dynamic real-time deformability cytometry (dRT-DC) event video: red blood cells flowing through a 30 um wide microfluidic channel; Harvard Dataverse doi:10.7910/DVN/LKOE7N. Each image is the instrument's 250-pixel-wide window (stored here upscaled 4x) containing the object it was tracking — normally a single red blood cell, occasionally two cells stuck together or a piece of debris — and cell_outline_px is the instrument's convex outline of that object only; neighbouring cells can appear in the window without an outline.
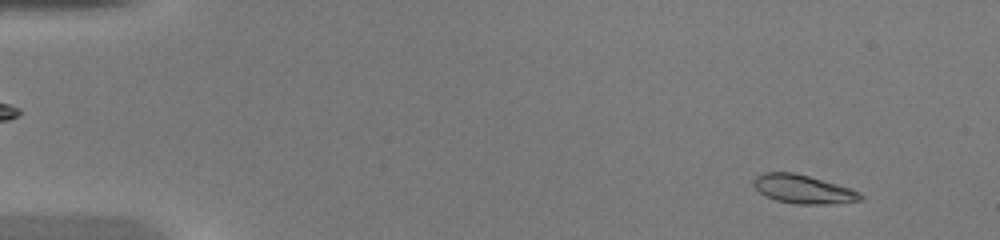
{"species": "common noctule bat (a hibernating species)", "species_latin": "Nyctalus noctula", "temperature_condition": "warm", "stored_images_in_passage": 48, "camera_frame_rate_fps": 3000, "um_per_image_px": 0.085, "animal": {"sex": "female", "body_mass_g": 20.0, "forearm_length_mm": 54.0}, "frame": {"image": 1, "passage_image": 4, "time_ms": 1.0, "image_size_px": [1000, 240], "cell_outline_px": [[864, 196], [860, 200], [824, 204], [796, 204], [776, 200], [764, 196], [752, 184], [752, 180], [756, 176], [764, 172], [792, 172], [808, 176], [852, 188], [860, 192]], "centroid_in_image_um": [68.24, 16.07], "position_along_channel_um": 16.8, "area_um2": 17.8}}
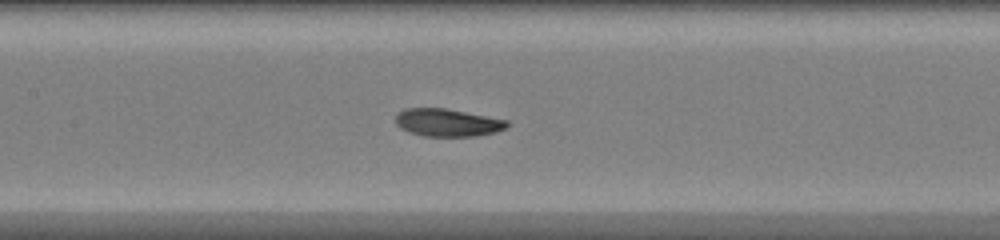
{"frame": {"image": 2, "passage_image": 23, "time_ms": 7.333, "image_size_px": [1000, 240], "cell_outline_px": [[512, 124], [508, 128], [496, 132], [476, 136], [424, 136], [408, 132], [400, 128], [396, 124], [396, 112], [404, 108], [444, 108], [508, 120]], "centroid_in_image_um": [38.05, 10.42], "position_along_channel_um": 169.3, "area_um2": 18.21}}
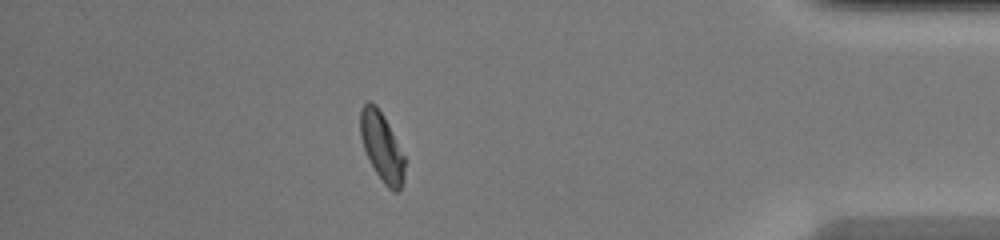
{"frame": {"image": 3, "passage_image": 42, "time_ms": 13.667, "image_size_px": [1000, 240], "cell_outline_px": [[404, 180], [400, 188], [396, 192], [392, 192], [384, 184], [376, 172], [364, 148], [360, 136], [360, 108], [368, 100], [376, 104], [384, 116], [404, 156]], "centroid_in_image_um": [32.44, 12.46], "position_along_channel_um": 402.8, "area_um2": 17.57}, "authors_computed_cell_mechanics": {"area_um2": 18.0336, "velocity_mm_per_s": 4.3066, "shape_relaxation_time_tau1_ms": 5.4497, "shape_relaxation_time_tau2_ms": 1.1744, "deformation_change_tau1": 0.2189, "deformation_change_tau2": 0.0541}}